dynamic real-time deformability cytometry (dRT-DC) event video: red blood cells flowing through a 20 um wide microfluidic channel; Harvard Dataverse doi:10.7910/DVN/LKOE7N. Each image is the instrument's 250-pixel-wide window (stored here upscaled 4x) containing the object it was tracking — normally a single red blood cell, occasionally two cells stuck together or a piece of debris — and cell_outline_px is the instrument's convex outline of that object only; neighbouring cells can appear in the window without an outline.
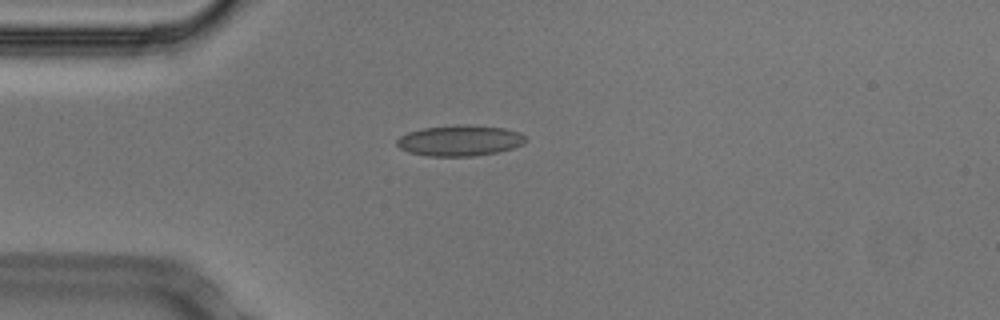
{"species": "Egyptian fruit bat (a non-hibernating species)", "species_latin": "Rousettus aegyptiacus", "temperature_condition": "cold", "stored_images_in_passage": 40, "camera_frame_rate_fps": 3000, "um_per_image_px": 0.085, "animal": {"sex": "male"}, "frame": {"image": 1, "passage_image": 1, "time_ms": 0.0, "image_size_px": [1000, 320], "cell_outline_px": [[528, 140], [524, 144], [512, 148], [496, 152], [472, 156], [428, 156], [408, 152], [400, 148], [396, 144], [396, 140], [400, 136], [408, 132], [424, 128], [456, 124], [468, 124], [504, 128], [520, 132]], "centroid_in_image_um": [39.09, 11.94], "position_along_channel_um": 45.9, "area_um2": 23.24}}
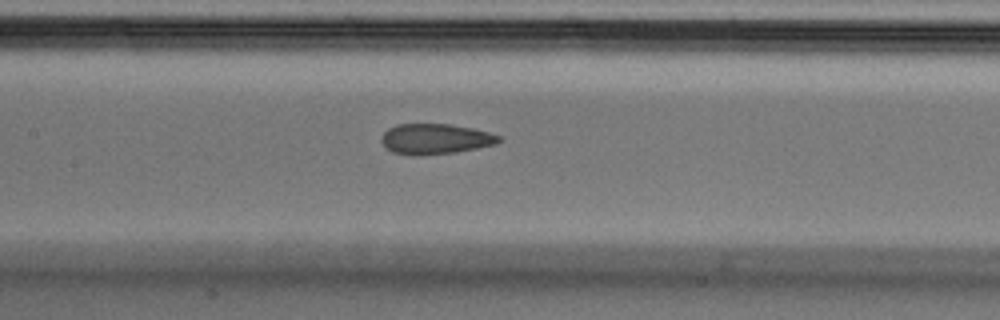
{"frame": {"image": 2, "passage_image": 12, "time_ms": 3.667, "image_size_px": [1000, 320], "cell_outline_px": [[504, 140], [496, 144], [456, 152], [416, 156], [392, 152], [384, 148], [380, 140], [380, 136], [388, 128], [396, 124], [448, 124], [472, 128], [488, 132], [500, 136]], "centroid_in_image_um": [36.96, 11.81], "position_along_channel_um": 170.4, "area_um2": 21.04}}
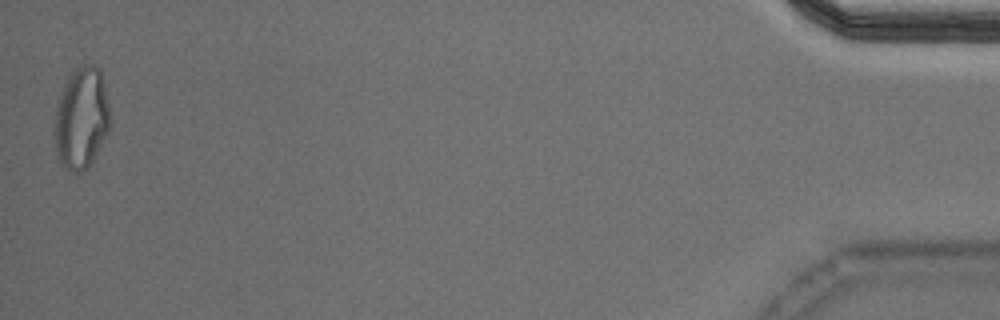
{"frame": {"image": 3, "passage_image": 40, "time_ms": 13.0, "image_size_px": [1000, 320], "cell_outline_px": [[112, 128], [88, 168], [76, 176], [68, 172], [60, 164], [56, 152], [52, 136], [52, 128], [56, 104], [60, 92], [72, 68], [84, 64], [92, 64], [100, 68], [104, 80], [112, 120]], "centroid_in_image_um": [6.91, 10.08], "position_along_channel_um": 428.3, "area_um2": 34.8}, "authors_computed_cell_mechanics": {"area_um2": 22.1085, "velocity_mm_per_s": 3.762, "shape_relaxation_time_tau1_ms": null, "shape_relaxation_time_tau2_ms": 1.4843, "deformation_change_tau1": null, "deformation_change_tau2": 0.0708}}